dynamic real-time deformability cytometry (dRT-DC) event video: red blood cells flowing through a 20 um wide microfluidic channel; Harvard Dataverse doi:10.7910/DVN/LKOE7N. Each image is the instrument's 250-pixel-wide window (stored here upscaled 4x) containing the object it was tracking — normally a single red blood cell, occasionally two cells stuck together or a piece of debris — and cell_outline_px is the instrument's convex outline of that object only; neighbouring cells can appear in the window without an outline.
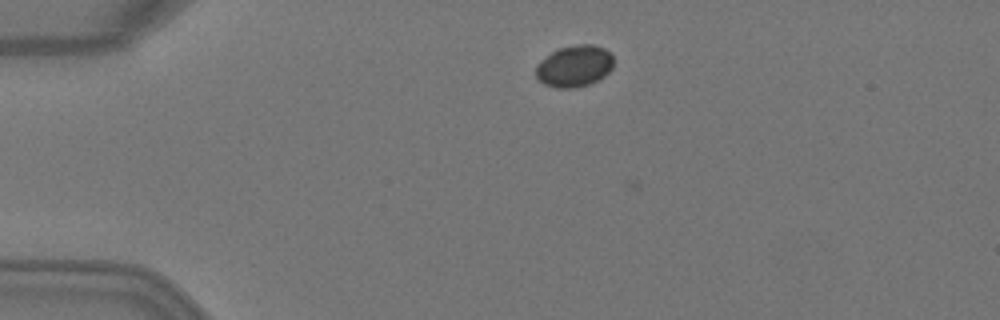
{"species": "Egyptian fruit bat (a non-hibernating species)", "species_latin": "Rousettus aegyptiacus", "temperature_condition": "warm", "stored_images_in_passage": 3, "camera_frame_rate_fps": 3000, "um_per_image_px": 0.085, "animal": {"sex": "female"}, "frame": {"image": 1, "passage_image": 2, "time_ms": 0.333, "image_size_px": [1000, 320], "cell_outline_px": [[612, 68], [604, 76], [588, 84], [576, 88], [556, 88], [544, 84], [536, 76], [536, 64], [552, 52], [560, 48], [576, 44], [592, 44], [604, 48], [612, 52]], "centroid_in_image_um": [48.83, 5.61], "position_along_channel_um": 36.2, "area_um2": 18.79}}